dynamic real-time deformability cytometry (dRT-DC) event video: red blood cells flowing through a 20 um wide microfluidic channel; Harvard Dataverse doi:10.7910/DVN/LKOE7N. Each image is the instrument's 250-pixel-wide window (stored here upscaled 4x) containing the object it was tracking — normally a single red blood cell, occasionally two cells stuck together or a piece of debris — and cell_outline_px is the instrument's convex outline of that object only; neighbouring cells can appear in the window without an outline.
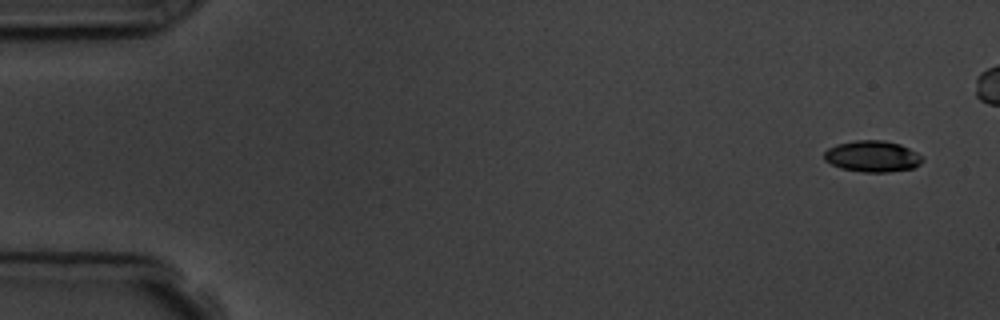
{"species": "common noctule bat (a hibernating species)", "species_latin": "Nyctalus noctula", "temperature_condition": "room temperature", "stored_images_in_passage": 6, "segment_of_instrument_passage": [1, 2], "camera_frame_rate_fps": 3000, "um_per_image_px": 0.085, "animal": {"sex": "male", "body_mass_g": 19.5, "forearm_length_mm": 54.6}, "frame": {"image": 1, "passage_image": 1, "time_ms": 0.0, "image_size_px": [1000, 320], "cell_outline_px": [[924, 160], [920, 164], [912, 168], [888, 172], [864, 172], [840, 168], [824, 160], [824, 152], [828, 148], [836, 144], [856, 140], [884, 140], [900, 144], [924, 156]], "centroid_in_image_um": [74.16, 13.28], "position_along_channel_um": 10.8, "area_um2": 17.98}}